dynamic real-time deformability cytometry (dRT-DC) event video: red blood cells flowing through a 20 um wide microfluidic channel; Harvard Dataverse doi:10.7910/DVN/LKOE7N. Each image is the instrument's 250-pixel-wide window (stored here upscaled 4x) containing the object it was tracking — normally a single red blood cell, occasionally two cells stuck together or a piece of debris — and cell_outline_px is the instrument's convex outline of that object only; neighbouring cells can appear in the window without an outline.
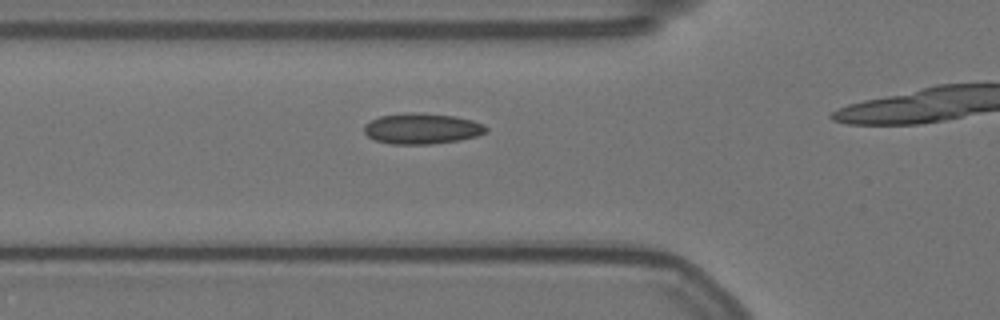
{"species": "Egyptian fruit bat (a non-hibernating species)", "species_latin": "Rousettus aegyptiacus", "temperature_condition": "warm", "stored_images_in_passage": 19, "camera_frame_rate_fps": 3000, "um_per_image_px": 0.085, "animal": {"sex": "female"}, "frame": {"image": 1, "passage_image": 14, "time_ms": 4.333, "image_size_px": [1000, 320], "cell_outline_px": [[488, 132], [476, 136], [456, 140], [432, 144], [392, 144], [376, 140], [368, 136], [364, 132], [364, 124], [380, 116], [404, 112], [420, 112], [456, 116], [472, 120], [484, 124], [488, 128]], "centroid_in_image_um": [35.87, 10.91], "position_along_channel_um": 89.9, "area_um2": 21.96}}